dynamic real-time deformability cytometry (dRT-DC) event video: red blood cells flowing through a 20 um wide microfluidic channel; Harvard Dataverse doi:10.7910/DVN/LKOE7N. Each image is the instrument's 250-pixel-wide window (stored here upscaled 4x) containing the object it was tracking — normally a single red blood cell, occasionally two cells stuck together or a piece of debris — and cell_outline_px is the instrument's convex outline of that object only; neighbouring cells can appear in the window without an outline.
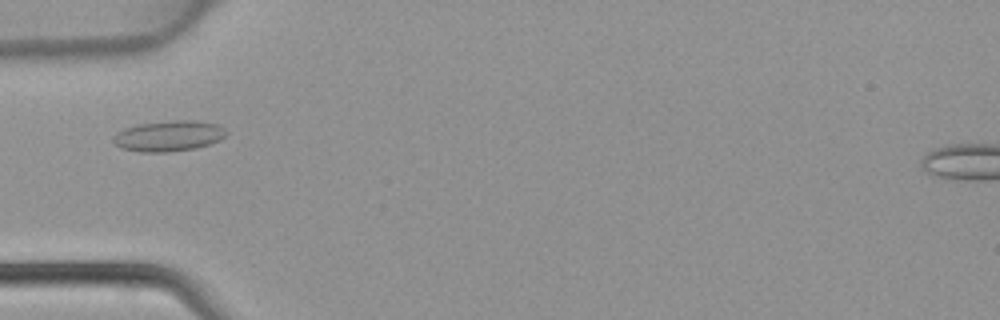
{"species": "common noctule bat (a hibernating species)", "species_latin": "Nyctalus noctula", "temperature_condition": "warm", "stored_images_in_passage": 4, "camera_frame_rate_fps": 3000, "um_per_image_px": 0.085, "animal": {"sex": "female", "body_mass_g": 22.7, "forearm_length_mm": 54.2}, "frame": {"image": 1, "passage_image": 3, "time_ms": 0.667, "image_size_px": [1000, 320], "cell_outline_px": [[228, 132], [220, 140], [196, 148], [168, 152], [140, 152], [120, 148], [112, 140], [112, 136], [116, 132], [124, 128], [140, 124], [176, 120], [196, 120], [216, 124], [224, 128]], "centroid_in_image_um": [14.32, 11.56], "position_along_channel_um": 70.7, "area_um2": 20.23}}
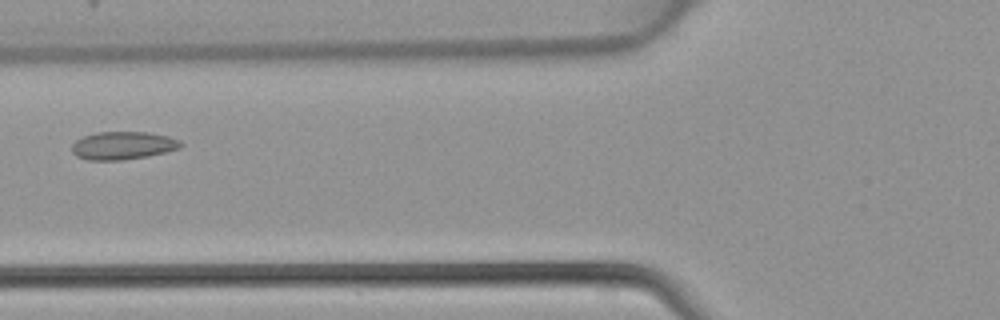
{"frame": {"image": 2, "passage_image": 4, "time_ms": 1.0, "image_size_px": [1000, 320], "cell_outline_px": [[184, 144], [180, 148], [148, 156], [124, 160], [88, 160], [76, 156], [72, 152], [72, 144], [76, 140], [84, 136], [96, 132], [148, 132], [168, 136], [180, 140]], "centroid_in_image_um": [10.45, 12.37], "position_along_channel_um": 115.3, "area_um2": 17.8}}